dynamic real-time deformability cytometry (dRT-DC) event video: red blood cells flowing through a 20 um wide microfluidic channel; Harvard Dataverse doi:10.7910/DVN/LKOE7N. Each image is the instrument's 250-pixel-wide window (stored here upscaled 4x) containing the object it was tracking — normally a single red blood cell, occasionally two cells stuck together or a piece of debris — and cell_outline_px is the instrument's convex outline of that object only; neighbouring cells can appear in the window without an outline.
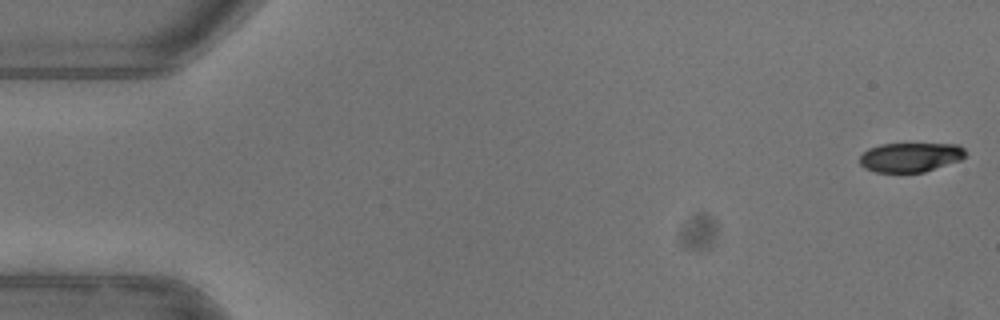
{"species": "common noctule bat (a hibernating species)", "species_latin": "Nyctalus noctula", "temperature_condition": "warm", "stored_images_in_passage": 45, "camera_frame_rate_fps": 3000, "um_per_image_px": 0.085, "animal": {"sex": "female"}, "frame": {"image": 1, "passage_image": 1, "time_ms": 0.0, "image_size_px": [1000, 320], "cell_outline_px": [[964, 156], [960, 160], [924, 172], [876, 172], [864, 168], [860, 164], [860, 156], [868, 148], [880, 144], [960, 144], [964, 148]], "centroid_in_image_um": [77.36, 13.36], "position_along_channel_um": 7.6, "area_um2": 18.03}}
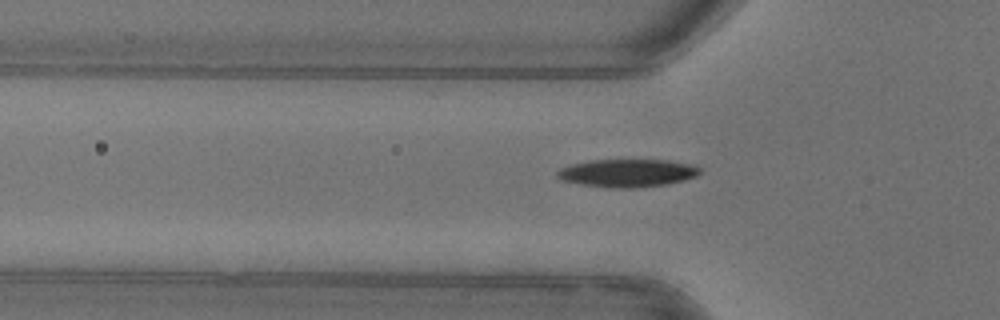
{"frame": {"image": 2, "passage_image": 17, "time_ms": 5.333, "image_size_px": [1000, 320], "cell_outline_px": [[700, 172], [696, 176], [684, 180], [664, 184], [636, 188], [608, 188], [560, 180], [556, 176], [556, 172], [560, 168], [568, 164], [592, 160], [668, 160], [696, 164], [700, 168]], "centroid_in_image_um": [53.32, 14.7], "position_along_channel_um": 72.5, "area_um2": 23.35}}
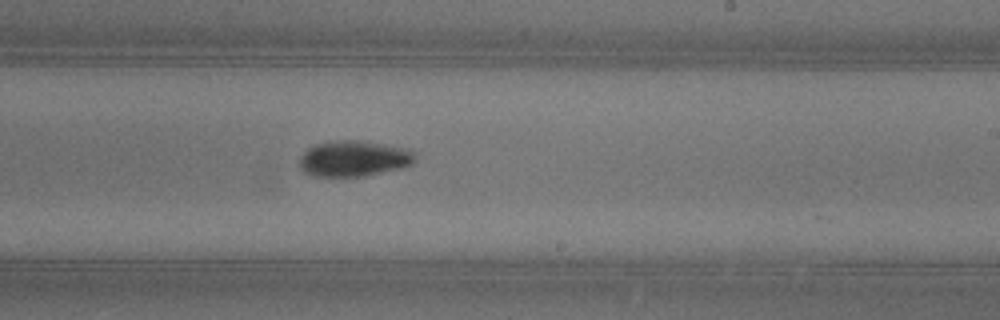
{"frame": {"image": 3, "passage_image": 31, "time_ms": 10.0, "image_size_px": [1000, 320], "cell_outline_px": [[416, 160], [412, 164], [404, 168], [364, 176], [312, 176], [304, 172], [300, 168], [300, 156], [308, 148], [316, 144], [336, 140], [356, 140], [412, 148], [416, 152]], "centroid_in_image_um": [30.14, 13.47], "position_along_channel_um": 258.9, "area_um2": 24.51}}